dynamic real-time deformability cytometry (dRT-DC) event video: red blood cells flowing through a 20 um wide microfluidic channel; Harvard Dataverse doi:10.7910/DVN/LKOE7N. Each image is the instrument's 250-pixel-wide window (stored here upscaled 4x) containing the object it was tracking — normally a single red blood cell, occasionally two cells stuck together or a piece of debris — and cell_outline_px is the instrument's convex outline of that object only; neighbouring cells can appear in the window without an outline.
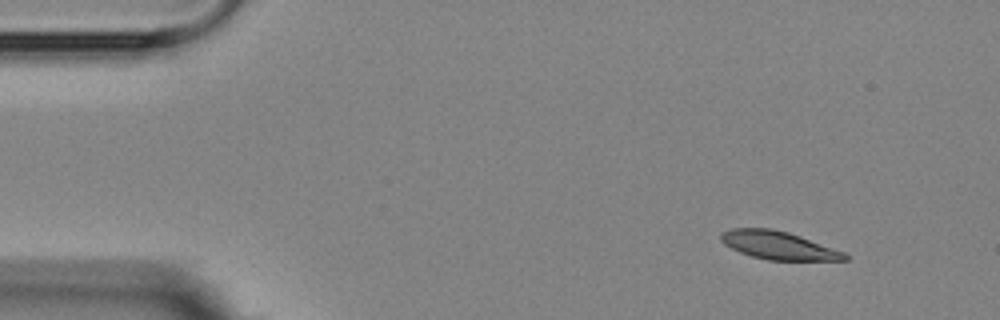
{"species": "Egyptian fruit bat (a non-hibernating species)", "species_latin": "Rousettus aegyptiacus", "temperature_condition": "room temperature", "stored_images_in_passage": 4, "camera_frame_rate_fps": 3000, "um_per_image_px": 0.085, "animal": {"sex": "female"}, "frame": {"image": 1, "passage_image": 1, "time_ms": 0.0, "image_size_px": [1000, 320], "cell_outline_px": [[848, 260], [768, 260], [752, 256], [740, 252], [724, 244], [720, 240], [720, 232], [732, 228], [772, 228], [788, 232], [800, 236], [844, 252], [848, 256]], "centroid_in_image_um": [66.13, 20.84], "position_along_channel_um": 18.9, "area_um2": 20.17}}
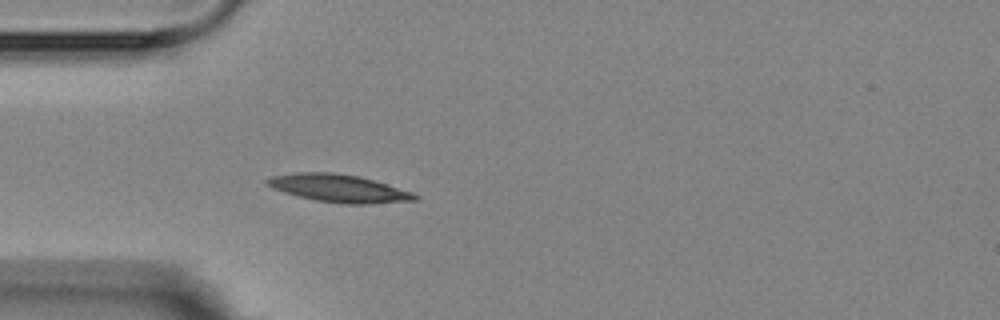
{"frame": {"image": 2, "passage_image": 4, "time_ms": 3.333, "image_size_px": [1000, 320], "cell_outline_px": [[420, 196], [416, 200], [368, 204], [344, 204], [316, 200], [284, 192], [272, 188], [264, 184], [264, 180], [272, 176], [296, 172], [332, 172], [360, 176], [412, 192]], "centroid_in_image_um": [28.77, 16.0], "position_along_channel_um": 56.2, "area_um2": 23.81}}